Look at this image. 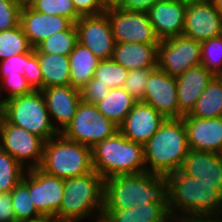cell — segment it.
Returning <instances> with one entry per match:
<instances>
[{"label": "cell", "instance_id": "6da1fadb", "mask_svg": "<svg viewBox=\"0 0 222 222\" xmlns=\"http://www.w3.org/2000/svg\"><path fill=\"white\" fill-rule=\"evenodd\" d=\"M166 178L168 207L173 221L222 217V193L212 184L192 178L181 170L173 171Z\"/></svg>", "mask_w": 222, "mask_h": 222}, {"label": "cell", "instance_id": "7a4b0ae2", "mask_svg": "<svg viewBox=\"0 0 222 222\" xmlns=\"http://www.w3.org/2000/svg\"><path fill=\"white\" fill-rule=\"evenodd\" d=\"M104 209H127L155 202L168 205L166 177L143 172L104 180Z\"/></svg>", "mask_w": 222, "mask_h": 222}, {"label": "cell", "instance_id": "3957f363", "mask_svg": "<svg viewBox=\"0 0 222 222\" xmlns=\"http://www.w3.org/2000/svg\"><path fill=\"white\" fill-rule=\"evenodd\" d=\"M189 152L182 118H166L144 145L146 172L163 177L180 170Z\"/></svg>", "mask_w": 222, "mask_h": 222}, {"label": "cell", "instance_id": "277c9868", "mask_svg": "<svg viewBox=\"0 0 222 222\" xmlns=\"http://www.w3.org/2000/svg\"><path fill=\"white\" fill-rule=\"evenodd\" d=\"M58 222H93L104 211V179L94 170L88 174L65 179ZM93 220V221H92Z\"/></svg>", "mask_w": 222, "mask_h": 222}, {"label": "cell", "instance_id": "5b68a950", "mask_svg": "<svg viewBox=\"0 0 222 222\" xmlns=\"http://www.w3.org/2000/svg\"><path fill=\"white\" fill-rule=\"evenodd\" d=\"M91 150L93 168L104 180L146 172L144 145L127 139L119 131Z\"/></svg>", "mask_w": 222, "mask_h": 222}, {"label": "cell", "instance_id": "8992f818", "mask_svg": "<svg viewBox=\"0 0 222 222\" xmlns=\"http://www.w3.org/2000/svg\"><path fill=\"white\" fill-rule=\"evenodd\" d=\"M39 168L61 179L88 174L94 171L92 150L58 134L44 143L43 159Z\"/></svg>", "mask_w": 222, "mask_h": 222}, {"label": "cell", "instance_id": "52a82bcc", "mask_svg": "<svg viewBox=\"0 0 222 222\" xmlns=\"http://www.w3.org/2000/svg\"><path fill=\"white\" fill-rule=\"evenodd\" d=\"M2 116L10 124L28 130L45 142L59 134L52 125L41 91L6 100L2 105Z\"/></svg>", "mask_w": 222, "mask_h": 222}, {"label": "cell", "instance_id": "ba28073f", "mask_svg": "<svg viewBox=\"0 0 222 222\" xmlns=\"http://www.w3.org/2000/svg\"><path fill=\"white\" fill-rule=\"evenodd\" d=\"M117 131L118 126L99 112L95 104L81 100L72 120L60 134L68 140L92 148Z\"/></svg>", "mask_w": 222, "mask_h": 222}, {"label": "cell", "instance_id": "9c48e42d", "mask_svg": "<svg viewBox=\"0 0 222 222\" xmlns=\"http://www.w3.org/2000/svg\"><path fill=\"white\" fill-rule=\"evenodd\" d=\"M44 143L41 137L10 124L0 116V147L26 170L40 167Z\"/></svg>", "mask_w": 222, "mask_h": 222}, {"label": "cell", "instance_id": "30bf717a", "mask_svg": "<svg viewBox=\"0 0 222 222\" xmlns=\"http://www.w3.org/2000/svg\"><path fill=\"white\" fill-rule=\"evenodd\" d=\"M201 65V42L184 35L160 40L157 68L172 77Z\"/></svg>", "mask_w": 222, "mask_h": 222}, {"label": "cell", "instance_id": "8fae6325", "mask_svg": "<svg viewBox=\"0 0 222 222\" xmlns=\"http://www.w3.org/2000/svg\"><path fill=\"white\" fill-rule=\"evenodd\" d=\"M115 43L159 44L146 12L106 9Z\"/></svg>", "mask_w": 222, "mask_h": 222}, {"label": "cell", "instance_id": "7c38bea8", "mask_svg": "<svg viewBox=\"0 0 222 222\" xmlns=\"http://www.w3.org/2000/svg\"><path fill=\"white\" fill-rule=\"evenodd\" d=\"M65 179L47 174L39 167L29 169V193L35 209L42 217L54 218L60 209Z\"/></svg>", "mask_w": 222, "mask_h": 222}, {"label": "cell", "instance_id": "4fadbf2b", "mask_svg": "<svg viewBox=\"0 0 222 222\" xmlns=\"http://www.w3.org/2000/svg\"><path fill=\"white\" fill-rule=\"evenodd\" d=\"M78 42L98 59H112L114 38L107 14L81 16L75 23Z\"/></svg>", "mask_w": 222, "mask_h": 222}, {"label": "cell", "instance_id": "5bb4252c", "mask_svg": "<svg viewBox=\"0 0 222 222\" xmlns=\"http://www.w3.org/2000/svg\"><path fill=\"white\" fill-rule=\"evenodd\" d=\"M182 35L200 42L222 35V17L211 0H188Z\"/></svg>", "mask_w": 222, "mask_h": 222}, {"label": "cell", "instance_id": "9a60e30c", "mask_svg": "<svg viewBox=\"0 0 222 222\" xmlns=\"http://www.w3.org/2000/svg\"><path fill=\"white\" fill-rule=\"evenodd\" d=\"M142 102L149 104L165 119L179 118L177 83L175 77L156 68L146 82Z\"/></svg>", "mask_w": 222, "mask_h": 222}, {"label": "cell", "instance_id": "2e32d148", "mask_svg": "<svg viewBox=\"0 0 222 222\" xmlns=\"http://www.w3.org/2000/svg\"><path fill=\"white\" fill-rule=\"evenodd\" d=\"M188 0H159L147 12L159 40L180 36L184 31Z\"/></svg>", "mask_w": 222, "mask_h": 222}, {"label": "cell", "instance_id": "e0dca14e", "mask_svg": "<svg viewBox=\"0 0 222 222\" xmlns=\"http://www.w3.org/2000/svg\"><path fill=\"white\" fill-rule=\"evenodd\" d=\"M164 120L165 118L152 106L137 101L118 128L127 139L145 145Z\"/></svg>", "mask_w": 222, "mask_h": 222}, {"label": "cell", "instance_id": "ac0fdd59", "mask_svg": "<svg viewBox=\"0 0 222 222\" xmlns=\"http://www.w3.org/2000/svg\"><path fill=\"white\" fill-rule=\"evenodd\" d=\"M52 125L60 134L70 123L81 101V91L71 85L41 90ZM54 119V120H53Z\"/></svg>", "mask_w": 222, "mask_h": 222}, {"label": "cell", "instance_id": "d6986e66", "mask_svg": "<svg viewBox=\"0 0 222 222\" xmlns=\"http://www.w3.org/2000/svg\"><path fill=\"white\" fill-rule=\"evenodd\" d=\"M19 25L35 48L43 40L56 32L69 30L74 23L59 15H47L34 10L31 6L22 7Z\"/></svg>", "mask_w": 222, "mask_h": 222}, {"label": "cell", "instance_id": "ffe728a7", "mask_svg": "<svg viewBox=\"0 0 222 222\" xmlns=\"http://www.w3.org/2000/svg\"><path fill=\"white\" fill-rule=\"evenodd\" d=\"M189 149L222 154V117L202 119L182 117Z\"/></svg>", "mask_w": 222, "mask_h": 222}, {"label": "cell", "instance_id": "44dd1931", "mask_svg": "<svg viewBox=\"0 0 222 222\" xmlns=\"http://www.w3.org/2000/svg\"><path fill=\"white\" fill-rule=\"evenodd\" d=\"M180 170L192 178L212 184L222 193V154L189 149Z\"/></svg>", "mask_w": 222, "mask_h": 222}, {"label": "cell", "instance_id": "7402d4cb", "mask_svg": "<svg viewBox=\"0 0 222 222\" xmlns=\"http://www.w3.org/2000/svg\"><path fill=\"white\" fill-rule=\"evenodd\" d=\"M213 78L214 75L203 65L189 68L184 74L175 78L177 83L179 118L192 111L197 100Z\"/></svg>", "mask_w": 222, "mask_h": 222}, {"label": "cell", "instance_id": "603a6c76", "mask_svg": "<svg viewBox=\"0 0 222 222\" xmlns=\"http://www.w3.org/2000/svg\"><path fill=\"white\" fill-rule=\"evenodd\" d=\"M159 44L115 43L112 59L128 71L157 68Z\"/></svg>", "mask_w": 222, "mask_h": 222}, {"label": "cell", "instance_id": "cb8c5ba5", "mask_svg": "<svg viewBox=\"0 0 222 222\" xmlns=\"http://www.w3.org/2000/svg\"><path fill=\"white\" fill-rule=\"evenodd\" d=\"M103 216L109 222H175L171 218L168 205L155 202L124 210L104 209Z\"/></svg>", "mask_w": 222, "mask_h": 222}, {"label": "cell", "instance_id": "d4e9b609", "mask_svg": "<svg viewBox=\"0 0 222 222\" xmlns=\"http://www.w3.org/2000/svg\"><path fill=\"white\" fill-rule=\"evenodd\" d=\"M99 61L89 49L78 42L69 55L70 85L82 89L94 77Z\"/></svg>", "mask_w": 222, "mask_h": 222}, {"label": "cell", "instance_id": "484cf974", "mask_svg": "<svg viewBox=\"0 0 222 222\" xmlns=\"http://www.w3.org/2000/svg\"><path fill=\"white\" fill-rule=\"evenodd\" d=\"M36 54L43 75V89L70 85L69 56L48 53Z\"/></svg>", "mask_w": 222, "mask_h": 222}, {"label": "cell", "instance_id": "4316f807", "mask_svg": "<svg viewBox=\"0 0 222 222\" xmlns=\"http://www.w3.org/2000/svg\"><path fill=\"white\" fill-rule=\"evenodd\" d=\"M136 102L137 100L124 88H114L105 99L95 105L99 112L119 126Z\"/></svg>", "mask_w": 222, "mask_h": 222}, {"label": "cell", "instance_id": "83f0119b", "mask_svg": "<svg viewBox=\"0 0 222 222\" xmlns=\"http://www.w3.org/2000/svg\"><path fill=\"white\" fill-rule=\"evenodd\" d=\"M184 116L202 119L222 117V83L213 78L197 100L192 111Z\"/></svg>", "mask_w": 222, "mask_h": 222}, {"label": "cell", "instance_id": "f1b7e54d", "mask_svg": "<svg viewBox=\"0 0 222 222\" xmlns=\"http://www.w3.org/2000/svg\"><path fill=\"white\" fill-rule=\"evenodd\" d=\"M12 208L17 222L36 220L42 216L37 212L29 193V170L22 181L10 192Z\"/></svg>", "mask_w": 222, "mask_h": 222}, {"label": "cell", "instance_id": "f546056e", "mask_svg": "<svg viewBox=\"0 0 222 222\" xmlns=\"http://www.w3.org/2000/svg\"><path fill=\"white\" fill-rule=\"evenodd\" d=\"M78 43V34L75 24L69 29L52 34L38 44L35 53L60 54L69 56Z\"/></svg>", "mask_w": 222, "mask_h": 222}, {"label": "cell", "instance_id": "4dcf8cb0", "mask_svg": "<svg viewBox=\"0 0 222 222\" xmlns=\"http://www.w3.org/2000/svg\"><path fill=\"white\" fill-rule=\"evenodd\" d=\"M32 49L20 25L0 31V61L13 55L29 53Z\"/></svg>", "mask_w": 222, "mask_h": 222}, {"label": "cell", "instance_id": "1f68e13d", "mask_svg": "<svg viewBox=\"0 0 222 222\" xmlns=\"http://www.w3.org/2000/svg\"><path fill=\"white\" fill-rule=\"evenodd\" d=\"M26 169L0 147V193H10L23 179Z\"/></svg>", "mask_w": 222, "mask_h": 222}, {"label": "cell", "instance_id": "d6a6232c", "mask_svg": "<svg viewBox=\"0 0 222 222\" xmlns=\"http://www.w3.org/2000/svg\"><path fill=\"white\" fill-rule=\"evenodd\" d=\"M128 72L113 59L100 60L94 78L97 79V83L107 85L110 89L122 88Z\"/></svg>", "mask_w": 222, "mask_h": 222}, {"label": "cell", "instance_id": "836d02e7", "mask_svg": "<svg viewBox=\"0 0 222 222\" xmlns=\"http://www.w3.org/2000/svg\"><path fill=\"white\" fill-rule=\"evenodd\" d=\"M31 7L43 14L65 17L74 24L81 17L76 12L72 0H36Z\"/></svg>", "mask_w": 222, "mask_h": 222}, {"label": "cell", "instance_id": "e575fe53", "mask_svg": "<svg viewBox=\"0 0 222 222\" xmlns=\"http://www.w3.org/2000/svg\"><path fill=\"white\" fill-rule=\"evenodd\" d=\"M201 65L213 75L222 66V35L201 42Z\"/></svg>", "mask_w": 222, "mask_h": 222}, {"label": "cell", "instance_id": "d590c367", "mask_svg": "<svg viewBox=\"0 0 222 222\" xmlns=\"http://www.w3.org/2000/svg\"><path fill=\"white\" fill-rule=\"evenodd\" d=\"M155 69L156 68H142L130 70L122 88L131 94L137 101H142L145 94L146 82Z\"/></svg>", "mask_w": 222, "mask_h": 222}, {"label": "cell", "instance_id": "8d00e7d4", "mask_svg": "<svg viewBox=\"0 0 222 222\" xmlns=\"http://www.w3.org/2000/svg\"><path fill=\"white\" fill-rule=\"evenodd\" d=\"M32 91L23 74L8 76L0 81V101L2 103L10 98L29 94Z\"/></svg>", "mask_w": 222, "mask_h": 222}, {"label": "cell", "instance_id": "74e56055", "mask_svg": "<svg viewBox=\"0 0 222 222\" xmlns=\"http://www.w3.org/2000/svg\"><path fill=\"white\" fill-rule=\"evenodd\" d=\"M23 75L33 91L43 89V75L40 70L38 55L35 53L34 48L29 53H26V67L23 68Z\"/></svg>", "mask_w": 222, "mask_h": 222}, {"label": "cell", "instance_id": "f35d334b", "mask_svg": "<svg viewBox=\"0 0 222 222\" xmlns=\"http://www.w3.org/2000/svg\"><path fill=\"white\" fill-rule=\"evenodd\" d=\"M21 8L16 0H0V31L19 26Z\"/></svg>", "mask_w": 222, "mask_h": 222}, {"label": "cell", "instance_id": "ab89813d", "mask_svg": "<svg viewBox=\"0 0 222 222\" xmlns=\"http://www.w3.org/2000/svg\"><path fill=\"white\" fill-rule=\"evenodd\" d=\"M111 89L102 83H97L94 77L82 88L81 100L85 103L95 104L107 97Z\"/></svg>", "mask_w": 222, "mask_h": 222}, {"label": "cell", "instance_id": "60d3db41", "mask_svg": "<svg viewBox=\"0 0 222 222\" xmlns=\"http://www.w3.org/2000/svg\"><path fill=\"white\" fill-rule=\"evenodd\" d=\"M26 67V53L13 55L0 61V81L8 76H19L23 74Z\"/></svg>", "mask_w": 222, "mask_h": 222}, {"label": "cell", "instance_id": "b9f144b4", "mask_svg": "<svg viewBox=\"0 0 222 222\" xmlns=\"http://www.w3.org/2000/svg\"><path fill=\"white\" fill-rule=\"evenodd\" d=\"M80 16L99 15L105 12L100 0H72Z\"/></svg>", "mask_w": 222, "mask_h": 222}, {"label": "cell", "instance_id": "7bdbcfd3", "mask_svg": "<svg viewBox=\"0 0 222 222\" xmlns=\"http://www.w3.org/2000/svg\"><path fill=\"white\" fill-rule=\"evenodd\" d=\"M0 222H17L10 193H0Z\"/></svg>", "mask_w": 222, "mask_h": 222}, {"label": "cell", "instance_id": "ee69618b", "mask_svg": "<svg viewBox=\"0 0 222 222\" xmlns=\"http://www.w3.org/2000/svg\"><path fill=\"white\" fill-rule=\"evenodd\" d=\"M159 0H123L118 8L126 11L148 12Z\"/></svg>", "mask_w": 222, "mask_h": 222}, {"label": "cell", "instance_id": "f6af8a7d", "mask_svg": "<svg viewBox=\"0 0 222 222\" xmlns=\"http://www.w3.org/2000/svg\"><path fill=\"white\" fill-rule=\"evenodd\" d=\"M184 222H222L221 217H198L186 220Z\"/></svg>", "mask_w": 222, "mask_h": 222}, {"label": "cell", "instance_id": "bcb514c9", "mask_svg": "<svg viewBox=\"0 0 222 222\" xmlns=\"http://www.w3.org/2000/svg\"><path fill=\"white\" fill-rule=\"evenodd\" d=\"M123 0H100L104 9L117 8Z\"/></svg>", "mask_w": 222, "mask_h": 222}, {"label": "cell", "instance_id": "7dc6e473", "mask_svg": "<svg viewBox=\"0 0 222 222\" xmlns=\"http://www.w3.org/2000/svg\"><path fill=\"white\" fill-rule=\"evenodd\" d=\"M214 8L217 10V12L221 15L222 17V0H211Z\"/></svg>", "mask_w": 222, "mask_h": 222}, {"label": "cell", "instance_id": "c3c4849f", "mask_svg": "<svg viewBox=\"0 0 222 222\" xmlns=\"http://www.w3.org/2000/svg\"><path fill=\"white\" fill-rule=\"evenodd\" d=\"M26 222H58V221H56L54 218H50V217H41L39 219L26 221Z\"/></svg>", "mask_w": 222, "mask_h": 222}, {"label": "cell", "instance_id": "681fc988", "mask_svg": "<svg viewBox=\"0 0 222 222\" xmlns=\"http://www.w3.org/2000/svg\"><path fill=\"white\" fill-rule=\"evenodd\" d=\"M21 7L31 6L36 0H16Z\"/></svg>", "mask_w": 222, "mask_h": 222}, {"label": "cell", "instance_id": "f907efd6", "mask_svg": "<svg viewBox=\"0 0 222 222\" xmlns=\"http://www.w3.org/2000/svg\"><path fill=\"white\" fill-rule=\"evenodd\" d=\"M214 78H215L218 82L222 83V66H221V68L214 74Z\"/></svg>", "mask_w": 222, "mask_h": 222}, {"label": "cell", "instance_id": "816d5d0a", "mask_svg": "<svg viewBox=\"0 0 222 222\" xmlns=\"http://www.w3.org/2000/svg\"><path fill=\"white\" fill-rule=\"evenodd\" d=\"M93 222H109V221L103 215H101Z\"/></svg>", "mask_w": 222, "mask_h": 222}, {"label": "cell", "instance_id": "f5cc1de1", "mask_svg": "<svg viewBox=\"0 0 222 222\" xmlns=\"http://www.w3.org/2000/svg\"><path fill=\"white\" fill-rule=\"evenodd\" d=\"M2 105L3 103L0 101V116L2 115Z\"/></svg>", "mask_w": 222, "mask_h": 222}]
</instances>
